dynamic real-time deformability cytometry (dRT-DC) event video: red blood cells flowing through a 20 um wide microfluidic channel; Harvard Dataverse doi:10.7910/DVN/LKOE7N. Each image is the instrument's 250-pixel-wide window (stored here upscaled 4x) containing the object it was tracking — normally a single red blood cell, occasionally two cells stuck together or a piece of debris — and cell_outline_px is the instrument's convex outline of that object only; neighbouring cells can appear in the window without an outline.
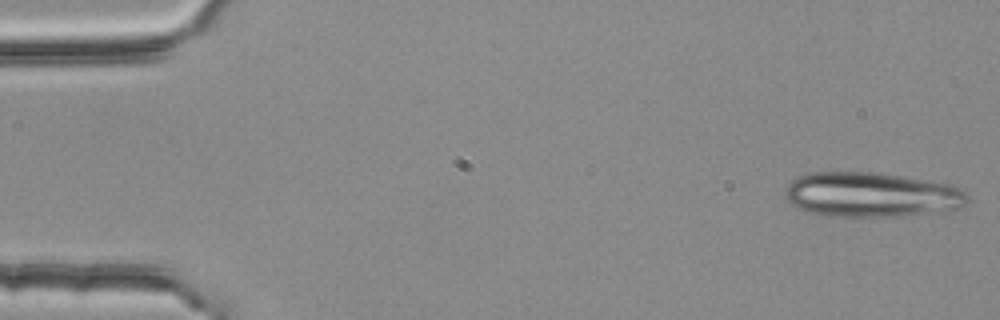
{"species": "common noctule bat (a hibernating species)", "species_latin": "Nyctalus noctula", "temperature_condition": "room temperature", "stored_images_in_passage": 4, "camera_frame_rate_fps": 3000, "um_per_image_px": 0.085, "animal": {"sex": "female", "body_mass_g": 25.1}, "frame": {"image": 1, "passage_image": 1, "time_ms": 0.0, "image_size_px": [1000, 320], "cell_outline_px": [[968, 200], [960, 208], [944, 212], [904, 216], [824, 216], [808, 212], [792, 204], [784, 196], [784, 188], [792, 180], [800, 176], [812, 172], [876, 172], [932, 180], [952, 184], [964, 188], [968, 192]], "centroid_in_image_um": [74.14, 16.55], "position_along_channel_um": 10.9, "area_um2": 48.44}}